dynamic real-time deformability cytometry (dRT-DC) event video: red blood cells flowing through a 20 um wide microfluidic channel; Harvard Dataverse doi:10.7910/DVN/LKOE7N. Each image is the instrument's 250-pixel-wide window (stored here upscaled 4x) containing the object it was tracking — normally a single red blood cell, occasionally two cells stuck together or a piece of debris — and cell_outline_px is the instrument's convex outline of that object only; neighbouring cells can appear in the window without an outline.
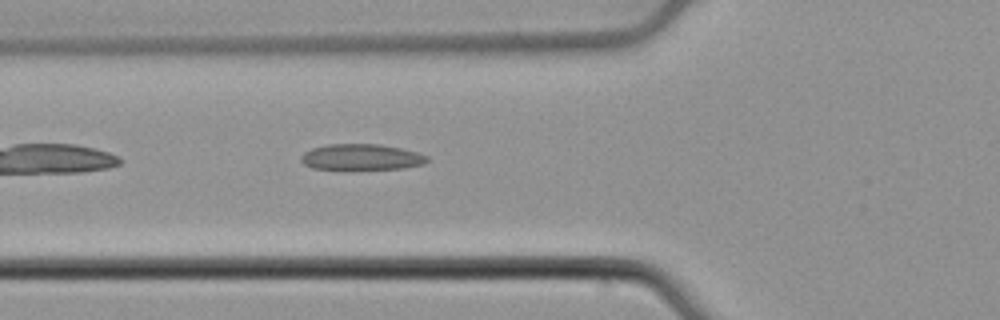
{"species": "common noctule bat (a hibernating species)", "species_latin": "Nyctalus noctula", "temperature_condition": "cold", "stored_images_in_passage": 39, "camera_frame_rate_fps": 3000, "um_per_image_px": 0.085, "animal": {"sex": "male", "body_mass_g": 21.5, "forearm_length_mm": 52.0}, "frame": {"image": 1, "passage_image": 5, "time_ms": 1.333, "image_size_px": [1000, 320], "cell_outline_px": [[428, 160], [424, 164], [404, 168], [312, 168], [304, 164], [300, 160], [300, 156], [304, 152], [312, 148], [328, 144], [380, 144], [400, 148], [416, 152], [428, 156]], "centroid_in_image_um": [30.71, 13.33], "position_along_channel_um": 95.1, "area_um2": 18.73}}
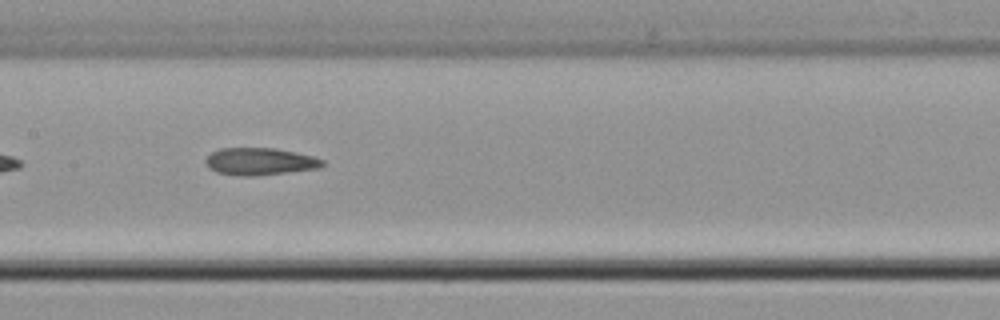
{"frame": {"image": 2, "passage_image": 12, "time_ms": 3.667, "image_size_px": [1000, 320], "cell_outline_px": [[324, 164], [320, 168], [288, 172], [252, 176], [244, 176], [216, 172], [208, 168], [204, 160], [212, 152], [220, 148], [276, 148], [296, 152], [312, 156], [324, 160]], "centroid_in_image_um": [22.08, 13.72], "position_along_channel_um": 185.3, "area_um2": 18.55}}
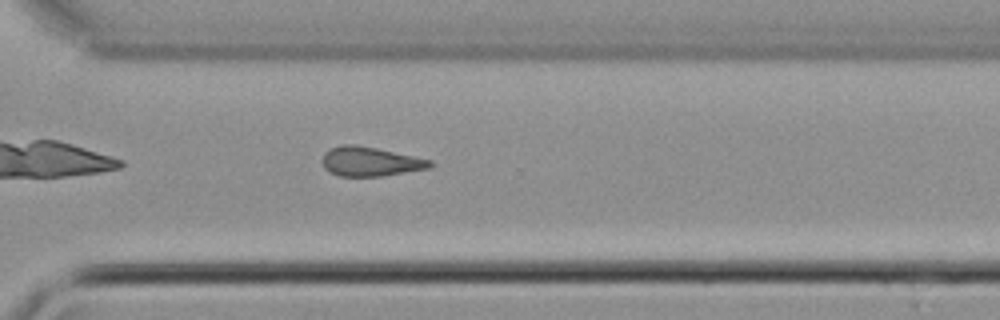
{"frame": {"image": 3, "passage_image": 24, "time_ms": 7.667, "image_size_px": [1000, 320], "cell_outline_px": [[436, 164], [428, 168], [380, 176], [340, 176], [324, 168], [324, 152], [340, 144], [356, 144], [376, 148], [432, 160]], "centroid_in_image_um": [31.49, 13.72], "position_along_channel_um": 339.1, "area_um2": 18.15}}